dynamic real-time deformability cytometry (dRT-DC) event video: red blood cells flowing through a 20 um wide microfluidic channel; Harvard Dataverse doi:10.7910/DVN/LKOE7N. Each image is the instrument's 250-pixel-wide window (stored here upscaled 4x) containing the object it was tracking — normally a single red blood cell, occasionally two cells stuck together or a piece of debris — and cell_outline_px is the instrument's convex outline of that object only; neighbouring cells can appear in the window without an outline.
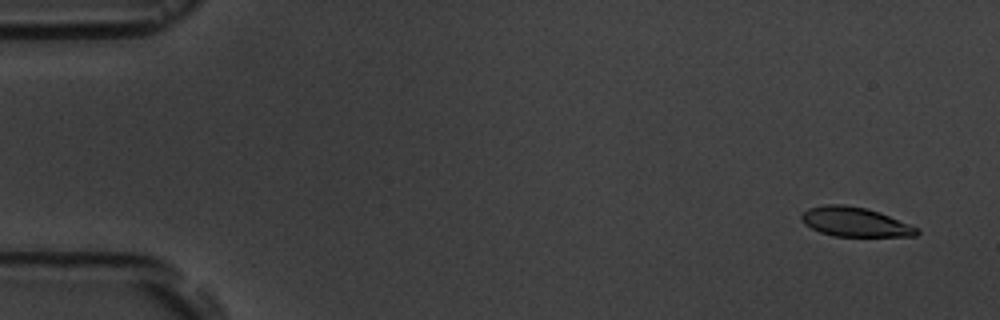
{"species": "common noctule bat (a hibernating species)", "species_latin": "Nyctalus noctula", "temperature_condition": "room temperature", "stored_images_in_passage": 4, "camera_frame_rate_fps": 3000, "um_per_image_px": 0.085, "animal": {"sex": "male", "body_mass_g": 19.5, "forearm_length_mm": 54.6}, "frame": {"image": 1, "passage_image": 1, "time_ms": 0.0, "image_size_px": [1000, 320], "cell_outline_px": [[920, 232], [916, 236], [832, 236], [820, 232], [804, 224], [800, 220], [800, 216], [808, 208], [828, 204], [844, 204], [868, 208], [880, 212], [920, 228]], "centroid_in_image_um": [72.69, 18.86], "position_along_channel_um": 12.3, "area_um2": 19.94}}
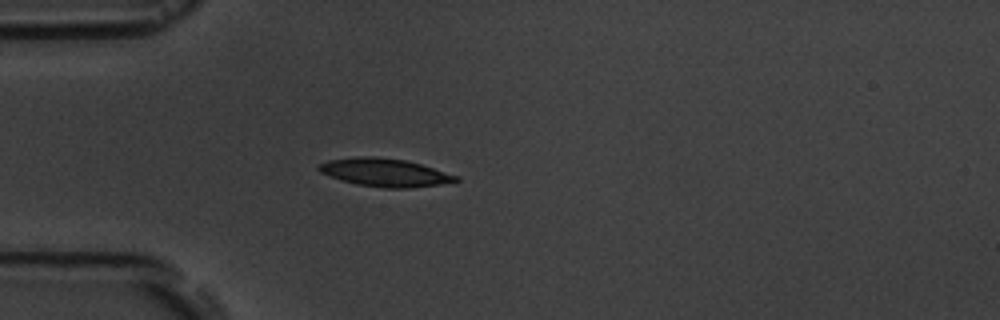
{"frame": {"image": 2, "passage_image": 4, "time_ms": 4.333, "image_size_px": [1000, 320], "cell_outline_px": [[460, 180], [440, 184], [408, 188], [384, 188], [356, 184], [340, 180], [320, 172], [316, 168], [320, 164], [328, 160], [356, 156], [372, 156], [404, 160], [420, 164], [460, 176]], "centroid_in_image_um": [32.69, 14.66], "position_along_channel_um": 52.3, "area_um2": 22.37}}